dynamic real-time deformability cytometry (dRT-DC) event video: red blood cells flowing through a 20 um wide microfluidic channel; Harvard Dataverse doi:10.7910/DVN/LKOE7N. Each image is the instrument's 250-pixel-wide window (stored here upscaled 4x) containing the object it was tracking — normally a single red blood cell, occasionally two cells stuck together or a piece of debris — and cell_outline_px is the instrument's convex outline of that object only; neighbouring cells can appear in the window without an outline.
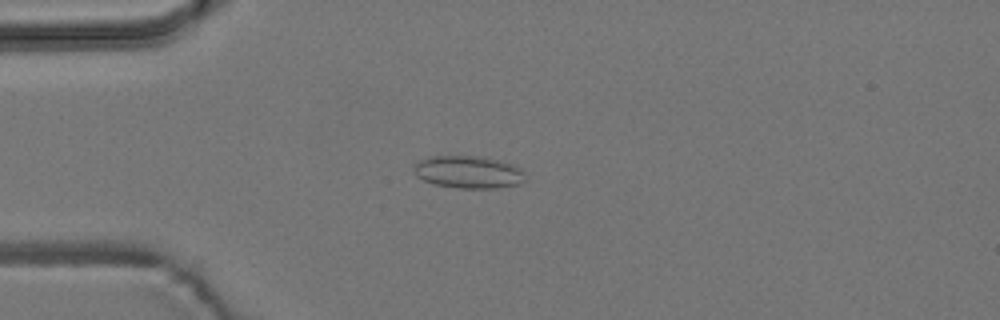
{"species": "common noctule bat (a hibernating species)", "species_latin": "Nyctalus noctula", "temperature_condition": "room temperature", "stored_images_in_passage": 5, "camera_frame_rate_fps": 3000, "um_per_image_px": 0.085, "animal": {"sex": "male", "body_mass_g": 19.2, "forearm_length_mm": 51.8}, "frame": {"image": 1, "passage_image": 4, "time_ms": 3.333, "image_size_px": [1000, 320], "cell_outline_px": [[524, 180], [520, 184], [496, 188], [456, 188], [432, 184], [416, 176], [412, 172], [412, 168], [420, 160], [428, 156], [480, 156], [512, 164], [520, 168], [524, 172]], "centroid_in_image_um": [39.77, 14.63], "position_along_channel_um": 45.2, "area_um2": 21.21}}
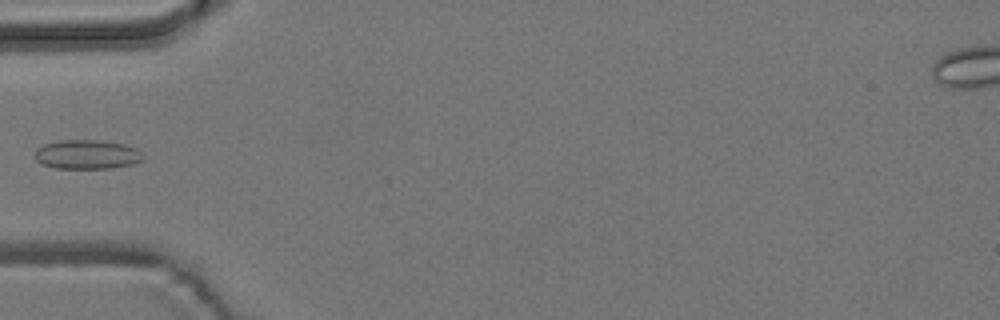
{"frame": {"image": 2, "passage_image": 5, "time_ms": 4.667, "image_size_px": [1000, 320], "cell_outline_px": [[144, 160], [132, 164], [112, 168], [56, 168], [40, 164], [36, 160], [36, 148], [44, 144], [60, 140], [104, 140], [124, 144], [136, 148], [144, 156]], "centroid_in_image_um": [7.41, 13.12], "position_along_channel_um": 77.6, "area_um2": 18.55}}